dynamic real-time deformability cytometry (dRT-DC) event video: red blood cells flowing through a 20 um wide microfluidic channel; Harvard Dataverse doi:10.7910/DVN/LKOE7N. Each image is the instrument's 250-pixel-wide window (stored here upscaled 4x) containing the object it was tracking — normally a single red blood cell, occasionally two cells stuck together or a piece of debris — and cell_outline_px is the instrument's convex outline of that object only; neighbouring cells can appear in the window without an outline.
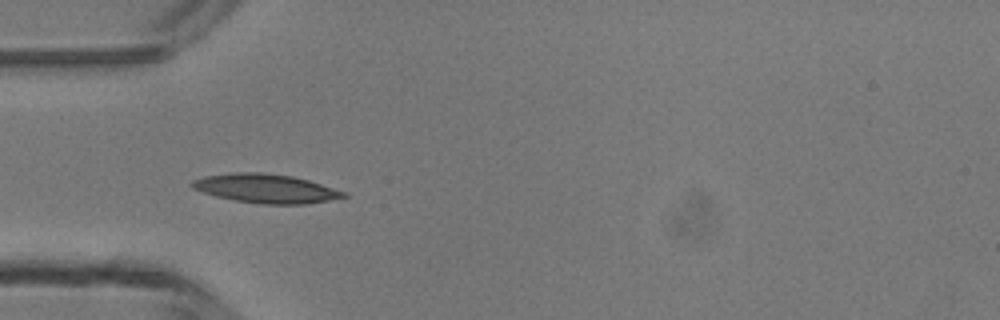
{"species": "common noctule bat (a hibernating species)", "species_latin": "Nyctalus noctula", "temperature_condition": "room temperature", "stored_images_in_passage": 5, "camera_frame_rate_fps": 3000, "um_per_image_px": 0.085, "animal": {"sex": "male", "body_mass_g": 13.3}, "frame": {"image": 1, "passage_image": 4, "time_ms": 3.333, "image_size_px": [1000, 320], "cell_outline_px": [[348, 196], [308, 204], [260, 204], [236, 200], [216, 196], [192, 188], [188, 184], [192, 180], [204, 176], [236, 172], [264, 172], [292, 176], [308, 180], [348, 192]], "centroid_in_image_um": [22.6, 16.02], "position_along_channel_um": 62.4, "area_um2": 25.61}}
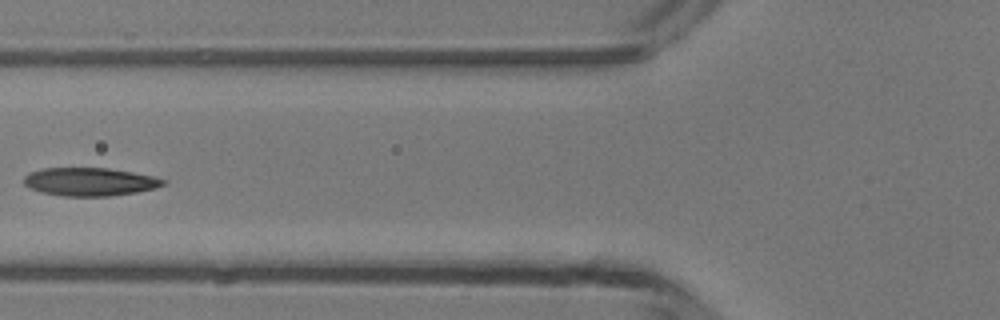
{"frame": {"image": 2, "passage_image": 5, "time_ms": 4.667, "image_size_px": [1000, 320], "cell_outline_px": [[168, 184], [156, 188], [136, 192], [112, 196], [64, 196], [40, 192], [28, 188], [24, 184], [24, 176], [32, 172], [44, 168], [108, 168], [132, 172], [152, 176], [168, 180]], "centroid_in_image_um": [7.66, 15.45], "position_along_channel_um": 118.1, "area_um2": 23.0}}